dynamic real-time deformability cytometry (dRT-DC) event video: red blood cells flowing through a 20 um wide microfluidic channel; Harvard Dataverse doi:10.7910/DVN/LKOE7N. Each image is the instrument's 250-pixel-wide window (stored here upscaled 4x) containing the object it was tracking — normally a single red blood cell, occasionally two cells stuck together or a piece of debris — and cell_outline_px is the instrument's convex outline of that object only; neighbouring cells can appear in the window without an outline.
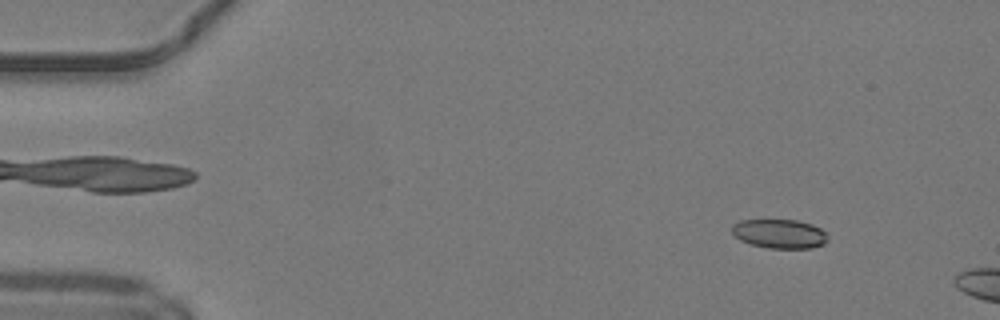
{"species": "common noctule bat (a hibernating species)", "species_latin": "Nyctalus noctula", "temperature_condition": "warm", "stored_images_in_passage": 46, "camera_frame_rate_fps": 3000, "um_per_image_px": 0.085, "animal": {"sex": "male", "body_mass_g": 19.2, "forearm_length_mm": 51.8}, "frame": {"image": 1, "passage_image": 5, "time_ms": 1.333, "image_size_px": [1000, 320], "cell_outline_px": [[828, 240], [824, 244], [812, 248], [768, 248], [752, 244], [740, 240], [732, 232], [732, 224], [740, 220], [796, 220], [812, 224], [820, 228], [828, 236]], "centroid_in_image_um": [66.27, 19.87], "position_along_channel_um": 18.7, "area_um2": 16.24}}
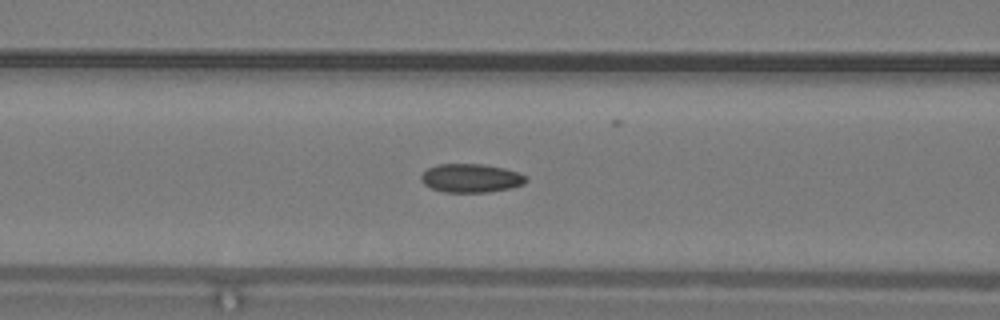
{"frame": {"image": 2, "passage_image": 20, "time_ms": 6.333, "image_size_px": [1000, 320], "cell_outline_px": [[528, 180], [524, 184], [512, 188], [488, 192], [444, 192], [432, 188], [424, 184], [420, 180], [420, 176], [428, 168], [436, 164], [484, 164], [504, 168], [520, 172]], "centroid_in_image_um": [40.04, 15.14], "position_along_channel_um": 126.6, "area_um2": 17.63}}
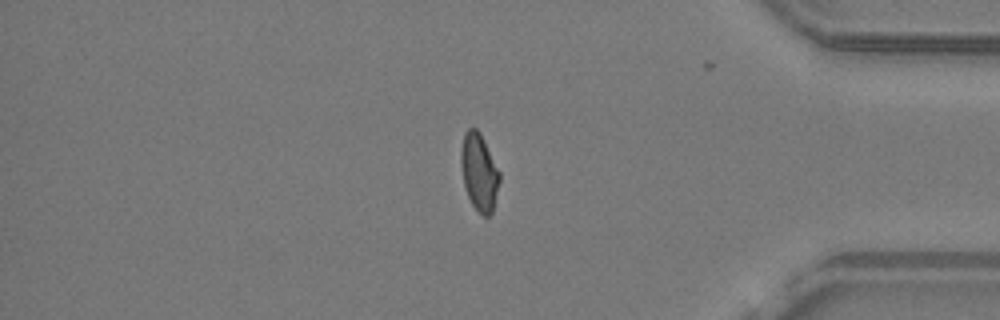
{"frame": {"image": 3, "passage_image": 41, "time_ms": 13.333, "image_size_px": [1000, 320], "cell_outline_px": [[500, 180], [492, 212], [488, 216], [484, 216], [472, 204], [468, 196], [464, 184], [460, 164], [460, 152], [464, 132], [468, 128], [476, 128], [480, 132], [500, 172]], "centroid_in_image_um": [40.72, 14.59], "position_along_channel_um": 394.5, "area_um2": 17.28}}